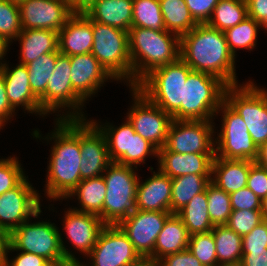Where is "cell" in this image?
Listing matches in <instances>:
<instances>
[{
  "mask_svg": "<svg viewBox=\"0 0 267 266\" xmlns=\"http://www.w3.org/2000/svg\"><path fill=\"white\" fill-rule=\"evenodd\" d=\"M180 58L192 71L213 75L227 86L238 85L236 58L228 48L225 34L207 23H198L180 37Z\"/></svg>",
  "mask_w": 267,
  "mask_h": 266,
  "instance_id": "1",
  "label": "cell"
},
{
  "mask_svg": "<svg viewBox=\"0 0 267 266\" xmlns=\"http://www.w3.org/2000/svg\"><path fill=\"white\" fill-rule=\"evenodd\" d=\"M56 122L55 130L45 137L47 141L54 139L47 169L45 194L47 193V197L52 200H63L82 181L80 118L56 119Z\"/></svg>",
  "mask_w": 267,
  "mask_h": 266,
  "instance_id": "2",
  "label": "cell"
},
{
  "mask_svg": "<svg viewBox=\"0 0 267 266\" xmlns=\"http://www.w3.org/2000/svg\"><path fill=\"white\" fill-rule=\"evenodd\" d=\"M129 53L132 63V87L156 68L180 57V37L167 30L131 27Z\"/></svg>",
  "mask_w": 267,
  "mask_h": 266,
  "instance_id": "3",
  "label": "cell"
},
{
  "mask_svg": "<svg viewBox=\"0 0 267 266\" xmlns=\"http://www.w3.org/2000/svg\"><path fill=\"white\" fill-rule=\"evenodd\" d=\"M227 85L219 78L191 71L183 83L180 108L172 115L174 120H212L225 100Z\"/></svg>",
  "mask_w": 267,
  "mask_h": 266,
  "instance_id": "4",
  "label": "cell"
},
{
  "mask_svg": "<svg viewBox=\"0 0 267 266\" xmlns=\"http://www.w3.org/2000/svg\"><path fill=\"white\" fill-rule=\"evenodd\" d=\"M29 222L30 219L9 234L5 256H8L10 251H24L57 264L66 260H78L72 251L65 247L59 228L54 223L43 220Z\"/></svg>",
  "mask_w": 267,
  "mask_h": 266,
  "instance_id": "5",
  "label": "cell"
},
{
  "mask_svg": "<svg viewBox=\"0 0 267 266\" xmlns=\"http://www.w3.org/2000/svg\"><path fill=\"white\" fill-rule=\"evenodd\" d=\"M103 178L107 190L102 209V221L106 225H118L138 210L136 194L140 178L134 167L116 162H112L106 168Z\"/></svg>",
  "mask_w": 267,
  "mask_h": 266,
  "instance_id": "6",
  "label": "cell"
},
{
  "mask_svg": "<svg viewBox=\"0 0 267 266\" xmlns=\"http://www.w3.org/2000/svg\"><path fill=\"white\" fill-rule=\"evenodd\" d=\"M191 71L179 57L175 62L151 71L135 88L172 116L181 106L183 83H186Z\"/></svg>",
  "mask_w": 267,
  "mask_h": 266,
  "instance_id": "7",
  "label": "cell"
},
{
  "mask_svg": "<svg viewBox=\"0 0 267 266\" xmlns=\"http://www.w3.org/2000/svg\"><path fill=\"white\" fill-rule=\"evenodd\" d=\"M92 31L94 36L92 55L114 80L126 81L129 87H132L129 32L93 20Z\"/></svg>",
  "mask_w": 267,
  "mask_h": 266,
  "instance_id": "8",
  "label": "cell"
},
{
  "mask_svg": "<svg viewBox=\"0 0 267 266\" xmlns=\"http://www.w3.org/2000/svg\"><path fill=\"white\" fill-rule=\"evenodd\" d=\"M248 82L227 86L225 101L242 117L259 149L267 142V90Z\"/></svg>",
  "mask_w": 267,
  "mask_h": 266,
  "instance_id": "9",
  "label": "cell"
},
{
  "mask_svg": "<svg viewBox=\"0 0 267 266\" xmlns=\"http://www.w3.org/2000/svg\"><path fill=\"white\" fill-rule=\"evenodd\" d=\"M70 56L57 51L54 71L48 80L46 91L39 97L40 108L46 113L69 109L56 119L86 118L82 107L85 101L73 90L71 82ZM67 107V108H66ZM71 110V111H70Z\"/></svg>",
  "mask_w": 267,
  "mask_h": 266,
  "instance_id": "10",
  "label": "cell"
},
{
  "mask_svg": "<svg viewBox=\"0 0 267 266\" xmlns=\"http://www.w3.org/2000/svg\"><path fill=\"white\" fill-rule=\"evenodd\" d=\"M222 113V127L215 138V156L224 159L256 161L258 148L242 117L224 100L216 114Z\"/></svg>",
  "mask_w": 267,
  "mask_h": 266,
  "instance_id": "11",
  "label": "cell"
},
{
  "mask_svg": "<svg viewBox=\"0 0 267 266\" xmlns=\"http://www.w3.org/2000/svg\"><path fill=\"white\" fill-rule=\"evenodd\" d=\"M130 89H132L134 103L126 118L137 134L159 150L166 143L168 130L173 118L159 106L150 102L135 87Z\"/></svg>",
  "mask_w": 267,
  "mask_h": 266,
  "instance_id": "12",
  "label": "cell"
},
{
  "mask_svg": "<svg viewBox=\"0 0 267 266\" xmlns=\"http://www.w3.org/2000/svg\"><path fill=\"white\" fill-rule=\"evenodd\" d=\"M214 120H174L164 147L180 154H215Z\"/></svg>",
  "mask_w": 267,
  "mask_h": 266,
  "instance_id": "13",
  "label": "cell"
},
{
  "mask_svg": "<svg viewBox=\"0 0 267 266\" xmlns=\"http://www.w3.org/2000/svg\"><path fill=\"white\" fill-rule=\"evenodd\" d=\"M40 196L25 177L16 187L0 195V226L9 235L31 217L41 215Z\"/></svg>",
  "mask_w": 267,
  "mask_h": 266,
  "instance_id": "14",
  "label": "cell"
},
{
  "mask_svg": "<svg viewBox=\"0 0 267 266\" xmlns=\"http://www.w3.org/2000/svg\"><path fill=\"white\" fill-rule=\"evenodd\" d=\"M86 257H90L91 266H128L142 259L118 225H105Z\"/></svg>",
  "mask_w": 267,
  "mask_h": 266,
  "instance_id": "15",
  "label": "cell"
},
{
  "mask_svg": "<svg viewBox=\"0 0 267 266\" xmlns=\"http://www.w3.org/2000/svg\"><path fill=\"white\" fill-rule=\"evenodd\" d=\"M171 212L137 210L123 219L118 226L128 236L142 258L154 263V246Z\"/></svg>",
  "mask_w": 267,
  "mask_h": 266,
  "instance_id": "16",
  "label": "cell"
},
{
  "mask_svg": "<svg viewBox=\"0 0 267 266\" xmlns=\"http://www.w3.org/2000/svg\"><path fill=\"white\" fill-rule=\"evenodd\" d=\"M87 118H80L81 180L101 176L112 163L105 135Z\"/></svg>",
  "mask_w": 267,
  "mask_h": 266,
  "instance_id": "17",
  "label": "cell"
},
{
  "mask_svg": "<svg viewBox=\"0 0 267 266\" xmlns=\"http://www.w3.org/2000/svg\"><path fill=\"white\" fill-rule=\"evenodd\" d=\"M23 30L47 29L59 32L74 13L69 0H23L19 3Z\"/></svg>",
  "mask_w": 267,
  "mask_h": 266,
  "instance_id": "18",
  "label": "cell"
},
{
  "mask_svg": "<svg viewBox=\"0 0 267 266\" xmlns=\"http://www.w3.org/2000/svg\"><path fill=\"white\" fill-rule=\"evenodd\" d=\"M70 63L72 88L85 102L114 79L92 53L70 56Z\"/></svg>",
  "mask_w": 267,
  "mask_h": 266,
  "instance_id": "19",
  "label": "cell"
},
{
  "mask_svg": "<svg viewBox=\"0 0 267 266\" xmlns=\"http://www.w3.org/2000/svg\"><path fill=\"white\" fill-rule=\"evenodd\" d=\"M63 220L66 238L71 241L75 249L88 256L106 224L99 216L75 208L67 209Z\"/></svg>",
  "mask_w": 267,
  "mask_h": 266,
  "instance_id": "20",
  "label": "cell"
},
{
  "mask_svg": "<svg viewBox=\"0 0 267 266\" xmlns=\"http://www.w3.org/2000/svg\"><path fill=\"white\" fill-rule=\"evenodd\" d=\"M5 64L0 68L6 86V93L11 107L16 110L20 105L26 111L44 117L47 114L40 108V100L30 87L26 65L18 64L13 69Z\"/></svg>",
  "mask_w": 267,
  "mask_h": 266,
  "instance_id": "21",
  "label": "cell"
},
{
  "mask_svg": "<svg viewBox=\"0 0 267 266\" xmlns=\"http://www.w3.org/2000/svg\"><path fill=\"white\" fill-rule=\"evenodd\" d=\"M59 52L67 56L91 53L92 20L84 12H74L58 32Z\"/></svg>",
  "mask_w": 267,
  "mask_h": 266,
  "instance_id": "22",
  "label": "cell"
},
{
  "mask_svg": "<svg viewBox=\"0 0 267 266\" xmlns=\"http://www.w3.org/2000/svg\"><path fill=\"white\" fill-rule=\"evenodd\" d=\"M214 157L215 154H180L162 147L158 150V168L171 179L189 174L211 175Z\"/></svg>",
  "mask_w": 267,
  "mask_h": 266,
  "instance_id": "23",
  "label": "cell"
},
{
  "mask_svg": "<svg viewBox=\"0 0 267 266\" xmlns=\"http://www.w3.org/2000/svg\"><path fill=\"white\" fill-rule=\"evenodd\" d=\"M172 181L168 175L153 171V176L137 185V209L143 211L171 212Z\"/></svg>",
  "mask_w": 267,
  "mask_h": 266,
  "instance_id": "24",
  "label": "cell"
},
{
  "mask_svg": "<svg viewBox=\"0 0 267 266\" xmlns=\"http://www.w3.org/2000/svg\"><path fill=\"white\" fill-rule=\"evenodd\" d=\"M255 161L214 157L211 182L226 193H234L247 186L251 165Z\"/></svg>",
  "mask_w": 267,
  "mask_h": 266,
  "instance_id": "25",
  "label": "cell"
},
{
  "mask_svg": "<svg viewBox=\"0 0 267 266\" xmlns=\"http://www.w3.org/2000/svg\"><path fill=\"white\" fill-rule=\"evenodd\" d=\"M83 12L93 21L129 32L133 0H95Z\"/></svg>",
  "mask_w": 267,
  "mask_h": 266,
  "instance_id": "26",
  "label": "cell"
},
{
  "mask_svg": "<svg viewBox=\"0 0 267 266\" xmlns=\"http://www.w3.org/2000/svg\"><path fill=\"white\" fill-rule=\"evenodd\" d=\"M20 41L19 64L27 65L45 53L59 51L58 32L47 29L22 30L15 41Z\"/></svg>",
  "mask_w": 267,
  "mask_h": 266,
  "instance_id": "27",
  "label": "cell"
},
{
  "mask_svg": "<svg viewBox=\"0 0 267 266\" xmlns=\"http://www.w3.org/2000/svg\"><path fill=\"white\" fill-rule=\"evenodd\" d=\"M190 234L177 214L165 221L154 246V264L161 258L188 249Z\"/></svg>",
  "mask_w": 267,
  "mask_h": 266,
  "instance_id": "28",
  "label": "cell"
},
{
  "mask_svg": "<svg viewBox=\"0 0 267 266\" xmlns=\"http://www.w3.org/2000/svg\"><path fill=\"white\" fill-rule=\"evenodd\" d=\"M103 175L82 180L65 198L78 197L81 208L75 210L97 215L102 220L103 203L106 197Z\"/></svg>",
  "mask_w": 267,
  "mask_h": 266,
  "instance_id": "29",
  "label": "cell"
},
{
  "mask_svg": "<svg viewBox=\"0 0 267 266\" xmlns=\"http://www.w3.org/2000/svg\"><path fill=\"white\" fill-rule=\"evenodd\" d=\"M216 246L218 266H239L242 260V236L227 225L212 229Z\"/></svg>",
  "mask_w": 267,
  "mask_h": 266,
  "instance_id": "30",
  "label": "cell"
},
{
  "mask_svg": "<svg viewBox=\"0 0 267 266\" xmlns=\"http://www.w3.org/2000/svg\"><path fill=\"white\" fill-rule=\"evenodd\" d=\"M92 121L105 135L111 161L129 166L130 133H136L129 120L126 118L124 124L119 127L109 123L100 125L96 120Z\"/></svg>",
  "mask_w": 267,
  "mask_h": 266,
  "instance_id": "31",
  "label": "cell"
},
{
  "mask_svg": "<svg viewBox=\"0 0 267 266\" xmlns=\"http://www.w3.org/2000/svg\"><path fill=\"white\" fill-rule=\"evenodd\" d=\"M171 213L177 214L197 194L205 191L211 175L189 174L171 179Z\"/></svg>",
  "mask_w": 267,
  "mask_h": 266,
  "instance_id": "32",
  "label": "cell"
},
{
  "mask_svg": "<svg viewBox=\"0 0 267 266\" xmlns=\"http://www.w3.org/2000/svg\"><path fill=\"white\" fill-rule=\"evenodd\" d=\"M177 215L182 219L190 235L210 232L214 228L208 214L206 189L195 195Z\"/></svg>",
  "mask_w": 267,
  "mask_h": 266,
  "instance_id": "33",
  "label": "cell"
},
{
  "mask_svg": "<svg viewBox=\"0 0 267 266\" xmlns=\"http://www.w3.org/2000/svg\"><path fill=\"white\" fill-rule=\"evenodd\" d=\"M159 2L167 31L181 37L198 24L191 16L184 0H159Z\"/></svg>",
  "mask_w": 267,
  "mask_h": 266,
  "instance_id": "34",
  "label": "cell"
},
{
  "mask_svg": "<svg viewBox=\"0 0 267 266\" xmlns=\"http://www.w3.org/2000/svg\"><path fill=\"white\" fill-rule=\"evenodd\" d=\"M248 16L246 0H219L207 24L222 32Z\"/></svg>",
  "mask_w": 267,
  "mask_h": 266,
  "instance_id": "35",
  "label": "cell"
},
{
  "mask_svg": "<svg viewBox=\"0 0 267 266\" xmlns=\"http://www.w3.org/2000/svg\"><path fill=\"white\" fill-rule=\"evenodd\" d=\"M263 28L253 18L246 17L236 26L224 31L228 48L236 58L237 49L252 50L256 47L258 30Z\"/></svg>",
  "mask_w": 267,
  "mask_h": 266,
  "instance_id": "36",
  "label": "cell"
},
{
  "mask_svg": "<svg viewBox=\"0 0 267 266\" xmlns=\"http://www.w3.org/2000/svg\"><path fill=\"white\" fill-rule=\"evenodd\" d=\"M132 27L166 30L159 0H133Z\"/></svg>",
  "mask_w": 267,
  "mask_h": 266,
  "instance_id": "37",
  "label": "cell"
},
{
  "mask_svg": "<svg viewBox=\"0 0 267 266\" xmlns=\"http://www.w3.org/2000/svg\"><path fill=\"white\" fill-rule=\"evenodd\" d=\"M56 60L57 51L45 53L26 65L31 90L38 98L46 91L48 80L55 68Z\"/></svg>",
  "mask_w": 267,
  "mask_h": 266,
  "instance_id": "38",
  "label": "cell"
},
{
  "mask_svg": "<svg viewBox=\"0 0 267 266\" xmlns=\"http://www.w3.org/2000/svg\"><path fill=\"white\" fill-rule=\"evenodd\" d=\"M208 214L214 226L226 225L232 212L230 195L210 182L206 187Z\"/></svg>",
  "mask_w": 267,
  "mask_h": 266,
  "instance_id": "39",
  "label": "cell"
},
{
  "mask_svg": "<svg viewBox=\"0 0 267 266\" xmlns=\"http://www.w3.org/2000/svg\"><path fill=\"white\" fill-rule=\"evenodd\" d=\"M22 30L19 4L0 0V36L11 43Z\"/></svg>",
  "mask_w": 267,
  "mask_h": 266,
  "instance_id": "40",
  "label": "cell"
},
{
  "mask_svg": "<svg viewBox=\"0 0 267 266\" xmlns=\"http://www.w3.org/2000/svg\"><path fill=\"white\" fill-rule=\"evenodd\" d=\"M188 249L204 266H218L212 231L190 235Z\"/></svg>",
  "mask_w": 267,
  "mask_h": 266,
  "instance_id": "41",
  "label": "cell"
},
{
  "mask_svg": "<svg viewBox=\"0 0 267 266\" xmlns=\"http://www.w3.org/2000/svg\"><path fill=\"white\" fill-rule=\"evenodd\" d=\"M263 221L261 210H232L226 225L243 237Z\"/></svg>",
  "mask_w": 267,
  "mask_h": 266,
  "instance_id": "42",
  "label": "cell"
},
{
  "mask_svg": "<svg viewBox=\"0 0 267 266\" xmlns=\"http://www.w3.org/2000/svg\"><path fill=\"white\" fill-rule=\"evenodd\" d=\"M14 157L0 159V195L16 187L26 176Z\"/></svg>",
  "mask_w": 267,
  "mask_h": 266,
  "instance_id": "43",
  "label": "cell"
},
{
  "mask_svg": "<svg viewBox=\"0 0 267 266\" xmlns=\"http://www.w3.org/2000/svg\"><path fill=\"white\" fill-rule=\"evenodd\" d=\"M148 155L158 157V149L139 134L130 133L129 166L137 168L136 165L145 163Z\"/></svg>",
  "mask_w": 267,
  "mask_h": 266,
  "instance_id": "44",
  "label": "cell"
},
{
  "mask_svg": "<svg viewBox=\"0 0 267 266\" xmlns=\"http://www.w3.org/2000/svg\"><path fill=\"white\" fill-rule=\"evenodd\" d=\"M247 187L262 201L267 196V167L255 161L250 167Z\"/></svg>",
  "mask_w": 267,
  "mask_h": 266,
  "instance_id": "45",
  "label": "cell"
},
{
  "mask_svg": "<svg viewBox=\"0 0 267 266\" xmlns=\"http://www.w3.org/2000/svg\"><path fill=\"white\" fill-rule=\"evenodd\" d=\"M229 195L232 210H261L262 201L247 186Z\"/></svg>",
  "mask_w": 267,
  "mask_h": 266,
  "instance_id": "46",
  "label": "cell"
},
{
  "mask_svg": "<svg viewBox=\"0 0 267 266\" xmlns=\"http://www.w3.org/2000/svg\"><path fill=\"white\" fill-rule=\"evenodd\" d=\"M264 248H267L266 220L242 237V250H264Z\"/></svg>",
  "mask_w": 267,
  "mask_h": 266,
  "instance_id": "47",
  "label": "cell"
},
{
  "mask_svg": "<svg viewBox=\"0 0 267 266\" xmlns=\"http://www.w3.org/2000/svg\"><path fill=\"white\" fill-rule=\"evenodd\" d=\"M197 23H207L219 0H184Z\"/></svg>",
  "mask_w": 267,
  "mask_h": 266,
  "instance_id": "48",
  "label": "cell"
},
{
  "mask_svg": "<svg viewBox=\"0 0 267 266\" xmlns=\"http://www.w3.org/2000/svg\"><path fill=\"white\" fill-rule=\"evenodd\" d=\"M155 266H204L189 249L161 258Z\"/></svg>",
  "mask_w": 267,
  "mask_h": 266,
  "instance_id": "49",
  "label": "cell"
},
{
  "mask_svg": "<svg viewBox=\"0 0 267 266\" xmlns=\"http://www.w3.org/2000/svg\"><path fill=\"white\" fill-rule=\"evenodd\" d=\"M15 257L12 260L10 259V262L8 256H5L1 266H43L48 262L47 259L41 256L24 251H21Z\"/></svg>",
  "mask_w": 267,
  "mask_h": 266,
  "instance_id": "50",
  "label": "cell"
},
{
  "mask_svg": "<svg viewBox=\"0 0 267 266\" xmlns=\"http://www.w3.org/2000/svg\"><path fill=\"white\" fill-rule=\"evenodd\" d=\"M248 17L253 18L263 28L267 25V0H246Z\"/></svg>",
  "mask_w": 267,
  "mask_h": 266,
  "instance_id": "51",
  "label": "cell"
},
{
  "mask_svg": "<svg viewBox=\"0 0 267 266\" xmlns=\"http://www.w3.org/2000/svg\"><path fill=\"white\" fill-rule=\"evenodd\" d=\"M15 110L11 107L7 93H6V86L4 83V78L2 73L0 72V127H4L7 121H9ZM6 122V123H5Z\"/></svg>",
  "mask_w": 267,
  "mask_h": 266,
  "instance_id": "52",
  "label": "cell"
},
{
  "mask_svg": "<svg viewBox=\"0 0 267 266\" xmlns=\"http://www.w3.org/2000/svg\"><path fill=\"white\" fill-rule=\"evenodd\" d=\"M239 266H267V248L264 250H242Z\"/></svg>",
  "mask_w": 267,
  "mask_h": 266,
  "instance_id": "53",
  "label": "cell"
},
{
  "mask_svg": "<svg viewBox=\"0 0 267 266\" xmlns=\"http://www.w3.org/2000/svg\"><path fill=\"white\" fill-rule=\"evenodd\" d=\"M9 235L5 232V230L0 226V266L3 264L6 249L8 245Z\"/></svg>",
  "mask_w": 267,
  "mask_h": 266,
  "instance_id": "54",
  "label": "cell"
},
{
  "mask_svg": "<svg viewBox=\"0 0 267 266\" xmlns=\"http://www.w3.org/2000/svg\"><path fill=\"white\" fill-rule=\"evenodd\" d=\"M95 0H69L71 9L74 12H83L87 9Z\"/></svg>",
  "mask_w": 267,
  "mask_h": 266,
  "instance_id": "55",
  "label": "cell"
},
{
  "mask_svg": "<svg viewBox=\"0 0 267 266\" xmlns=\"http://www.w3.org/2000/svg\"><path fill=\"white\" fill-rule=\"evenodd\" d=\"M257 163L267 167V142L258 149Z\"/></svg>",
  "mask_w": 267,
  "mask_h": 266,
  "instance_id": "56",
  "label": "cell"
},
{
  "mask_svg": "<svg viewBox=\"0 0 267 266\" xmlns=\"http://www.w3.org/2000/svg\"><path fill=\"white\" fill-rule=\"evenodd\" d=\"M9 45H10V42H8L5 38L0 36V68L5 64L2 61L8 51Z\"/></svg>",
  "mask_w": 267,
  "mask_h": 266,
  "instance_id": "57",
  "label": "cell"
},
{
  "mask_svg": "<svg viewBox=\"0 0 267 266\" xmlns=\"http://www.w3.org/2000/svg\"><path fill=\"white\" fill-rule=\"evenodd\" d=\"M56 266H85V264L83 262L80 263L78 260H66L56 264Z\"/></svg>",
  "mask_w": 267,
  "mask_h": 266,
  "instance_id": "58",
  "label": "cell"
},
{
  "mask_svg": "<svg viewBox=\"0 0 267 266\" xmlns=\"http://www.w3.org/2000/svg\"><path fill=\"white\" fill-rule=\"evenodd\" d=\"M128 266H155V264L150 261L148 258H142L138 262L128 265Z\"/></svg>",
  "mask_w": 267,
  "mask_h": 266,
  "instance_id": "59",
  "label": "cell"
},
{
  "mask_svg": "<svg viewBox=\"0 0 267 266\" xmlns=\"http://www.w3.org/2000/svg\"><path fill=\"white\" fill-rule=\"evenodd\" d=\"M261 212H262L263 219L267 221V196L262 200Z\"/></svg>",
  "mask_w": 267,
  "mask_h": 266,
  "instance_id": "60",
  "label": "cell"
},
{
  "mask_svg": "<svg viewBox=\"0 0 267 266\" xmlns=\"http://www.w3.org/2000/svg\"><path fill=\"white\" fill-rule=\"evenodd\" d=\"M56 262H51V261H48L45 265L43 266H56Z\"/></svg>",
  "mask_w": 267,
  "mask_h": 266,
  "instance_id": "61",
  "label": "cell"
},
{
  "mask_svg": "<svg viewBox=\"0 0 267 266\" xmlns=\"http://www.w3.org/2000/svg\"><path fill=\"white\" fill-rule=\"evenodd\" d=\"M6 1H12V2H15V3H20V2H22L23 0H6Z\"/></svg>",
  "mask_w": 267,
  "mask_h": 266,
  "instance_id": "62",
  "label": "cell"
}]
</instances>
